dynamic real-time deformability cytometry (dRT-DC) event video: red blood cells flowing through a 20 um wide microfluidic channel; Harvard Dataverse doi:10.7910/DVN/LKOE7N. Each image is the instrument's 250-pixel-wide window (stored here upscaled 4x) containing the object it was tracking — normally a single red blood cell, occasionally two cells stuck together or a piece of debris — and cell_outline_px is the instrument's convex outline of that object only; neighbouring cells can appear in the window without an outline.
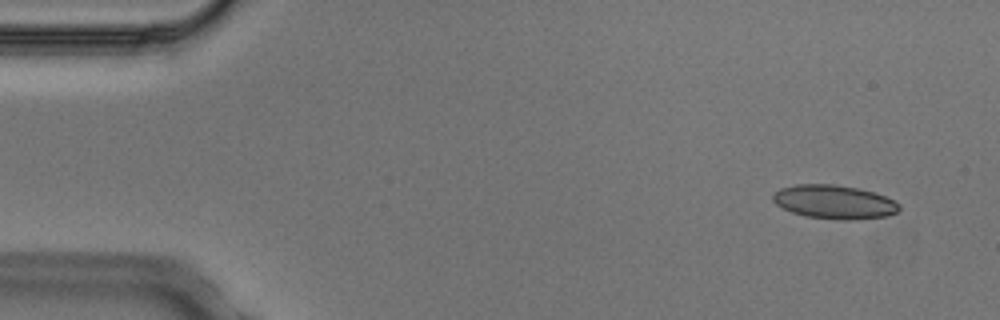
{"species": "Egyptian fruit bat (a non-hibernating species)", "species_latin": "Rousettus aegyptiacus", "temperature_condition": "cold", "stored_images_in_passage": 5, "segment_of_instrument_passage": [1, 2], "camera_frame_rate_fps": 3000, "um_per_image_px": 0.085, "animal": {"sex": "male"}, "frame": {"image": 1, "passage_image": 1, "time_ms": 0.0, "image_size_px": [1000, 320], "cell_outline_px": [[900, 208], [896, 212], [888, 216], [856, 220], [836, 220], [804, 216], [792, 212], [776, 204], [772, 200], [772, 196], [780, 188], [796, 184], [832, 184], [856, 188], [872, 192], [884, 196], [900, 204]], "centroid_in_image_um": [70.9, 17.18], "position_along_channel_um": 14.1, "area_um2": 24.85}}
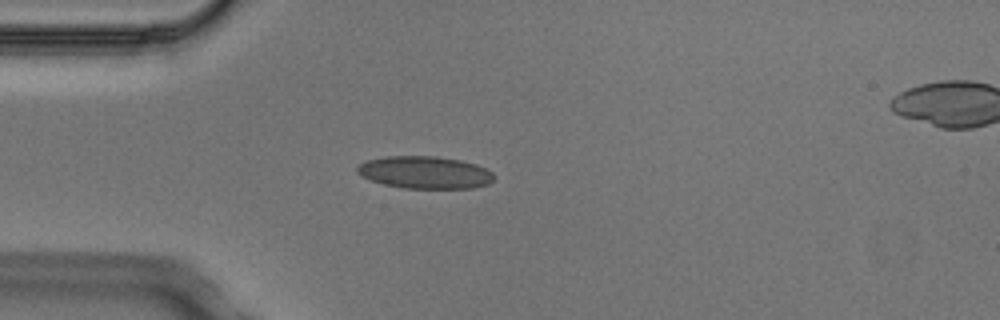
{"frame": {"image": 2, "passage_image": 4, "time_ms": 1.0, "image_size_px": [1000, 320], "cell_outline_px": [[496, 176], [488, 184], [476, 188], [404, 188], [384, 184], [372, 180], [356, 172], [356, 168], [360, 164], [368, 160], [384, 156], [436, 156], [460, 160], [476, 164], [492, 172]], "centroid_in_image_um": [36.14, 14.65], "position_along_channel_um": 48.9, "area_um2": 25.72}}